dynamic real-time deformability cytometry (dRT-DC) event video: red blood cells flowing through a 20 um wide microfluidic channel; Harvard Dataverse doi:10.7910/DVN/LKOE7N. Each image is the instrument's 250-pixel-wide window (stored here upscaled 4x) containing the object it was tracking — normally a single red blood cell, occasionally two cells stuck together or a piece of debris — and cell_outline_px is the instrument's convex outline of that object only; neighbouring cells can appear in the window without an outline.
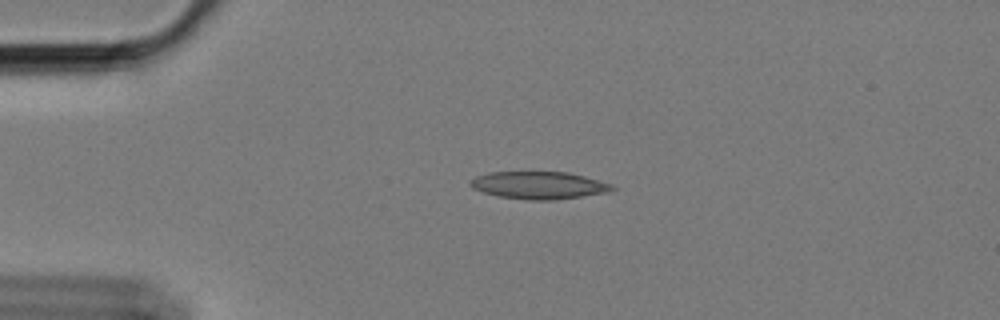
{"species": "Egyptian fruit bat (a non-hibernating species)", "species_latin": "Rousettus aegyptiacus", "temperature_condition": "cold", "stored_images_in_passage": 54, "camera_frame_rate_fps": 3000, "um_per_image_px": 0.085, "animal": {"sex": "female"}, "frame": {"image": 1, "passage_image": 9, "time_ms": 2.667, "image_size_px": [1000, 320], "cell_outline_px": [[616, 188], [608, 192], [556, 200], [528, 200], [496, 196], [472, 188], [468, 184], [476, 176], [492, 172], [568, 172], [584, 176], [612, 184]], "centroid_in_image_um": [45.81, 15.75], "position_along_channel_um": 39.2, "area_um2": 22.66}}
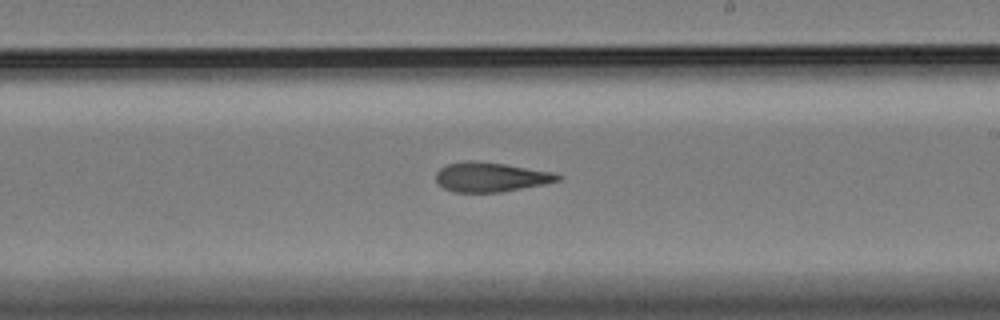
{"frame": {"image": 2, "passage_image": 30, "time_ms": 9.667, "image_size_px": [1000, 320], "cell_outline_px": [[564, 176], [560, 180], [544, 184], [500, 192], [452, 192], [444, 188], [436, 180], [436, 172], [440, 168], [448, 164], [468, 160], [472, 160], [504, 164], [552, 172]], "centroid_in_image_um": [41.7, 15.05], "position_along_channel_um": 247.3, "area_um2": 20.81}}
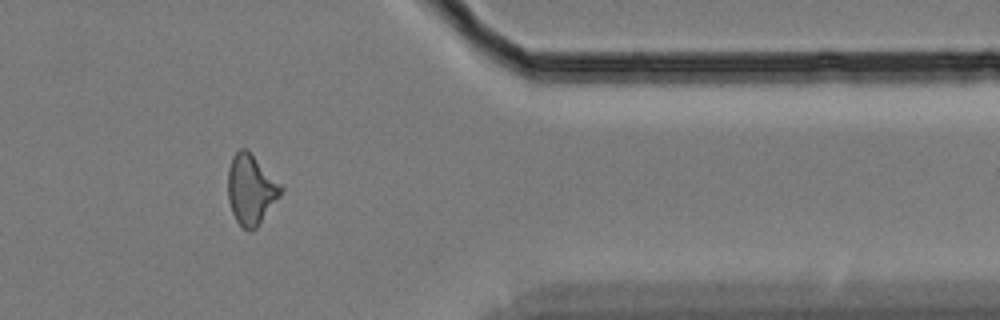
{"frame": {"image": 3, "passage_image": 44, "time_ms": 14.333, "image_size_px": [1000, 320], "cell_outline_px": [[284, 188], [280, 196], [256, 228], [248, 232], [236, 220], [232, 212], [228, 200], [228, 168], [232, 156], [240, 148], [248, 148]], "centroid_in_image_um": [21.32, 16.08], "position_along_channel_um": 390.1, "area_um2": 21.68}, "authors_computed_cell_mechanics": {"area_um2": 21.4438, "velocity_mm_per_s": 3.41, "shape_relaxation_time_tau1_ms": null, "shape_relaxation_time_tau2_ms": 4.7352, "deformation_change_tau1": null, "deformation_change_tau2": 0.1373}}